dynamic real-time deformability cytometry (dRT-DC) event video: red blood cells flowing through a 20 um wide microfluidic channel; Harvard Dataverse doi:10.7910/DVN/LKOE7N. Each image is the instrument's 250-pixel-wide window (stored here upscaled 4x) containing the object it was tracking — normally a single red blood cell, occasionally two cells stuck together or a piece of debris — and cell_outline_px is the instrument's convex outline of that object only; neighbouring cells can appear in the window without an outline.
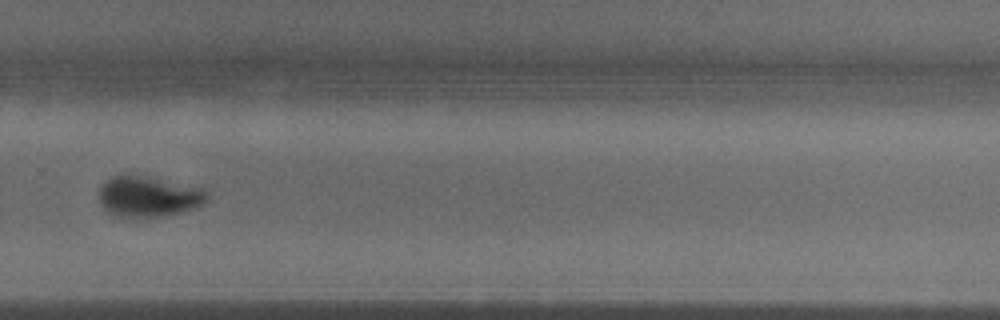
{"species": "common noctule bat (a hibernating species)", "species_latin": "Nyctalus noctula", "temperature_condition": "warm", "stored_images_in_passage": 37, "camera_frame_rate_fps": 3000, "um_per_image_px": 0.085, "animal": {"sex": "male", "body_mass_g": 18.8}, "frame": {"image": 1, "passage_image": 22, "time_ms": 7.0, "image_size_px": [1000, 320], "cell_outline_px": [[208, 196], [196, 208], [160, 216], [116, 216], [108, 212], [100, 204], [100, 188], [112, 176], [132, 172], [204, 188], [208, 192]], "centroid_in_image_um": [12.61, 16.65], "position_along_channel_um": 317.2, "area_um2": 25.66}}
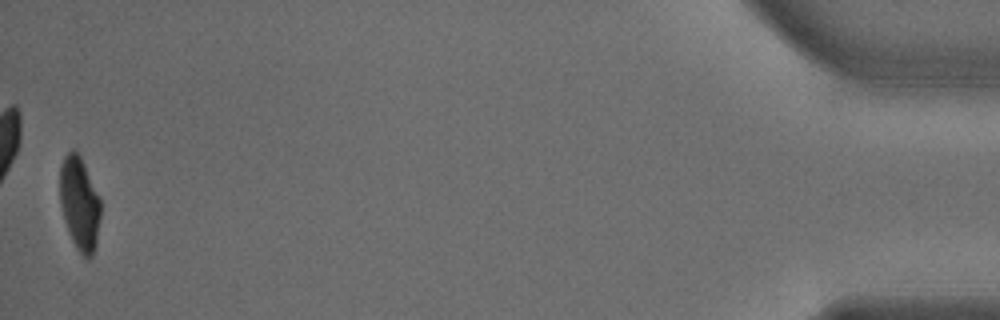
{"frame": {"image": 2, "passage_image": 37, "time_ms": 12.0, "image_size_px": [1000, 320], "cell_outline_px": [[100, 216], [96, 244], [92, 256], [88, 260], [84, 260], [76, 248], [72, 240], [60, 204], [60, 168], [64, 156], [72, 148], [80, 156], [100, 196]], "centroid_in_image_um": [6.77, 17.32], "position_along_channel_um": 428.4, "area_um2": 22.14}, "authors_computed_cell_mechanics": {"area_um2": 25.5476, "velocity_mm_per_s": 4.0637, "shape_relaxation_time_tau1_ms": 2.5931, "shape_relaxation_time_tau2_ms": 1.0958, "deformation_change_tau1": 0.1855, "deformation_change_tau2": 0.0423}}